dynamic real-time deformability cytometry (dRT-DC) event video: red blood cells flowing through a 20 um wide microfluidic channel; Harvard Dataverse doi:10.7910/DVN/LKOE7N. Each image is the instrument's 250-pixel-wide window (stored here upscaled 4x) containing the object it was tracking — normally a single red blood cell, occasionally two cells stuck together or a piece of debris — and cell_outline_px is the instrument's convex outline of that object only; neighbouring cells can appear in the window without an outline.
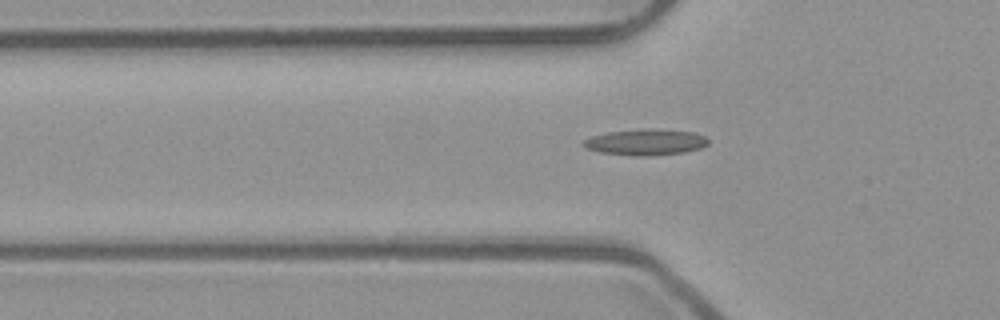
{"species": "common noctule bat (a hibernating species)", "species_latin": "Nyctalus noctula", "temperature_condition": "room temperature", "stored_images_in_passage": 47, "camera_frame_rate_fps": 3000, "um_per_image_px": 0.085, "animal": {"sex": "male", "body_mass_g": 23.1, "forearm_length_mm": 52.7}, "frame": {"image": 1, "passage_image": 18, "time_ms": 5.667, "image_size_px": [1000, 320], "cell_outline_px": [[708, 144], [700, 148], [684, 152], [648, 156], [636, 156], [600, 152], [588, 148], [580, 144], [584, 140], [592, 136], [608, 132], [648, 128], [652, 128], [692, 132], [704, 136], [708, 140]], "centroid_in_image_um": [54.88, 12.08], "position_along_channel_um": 70.9, "area_um2": 18.84}}
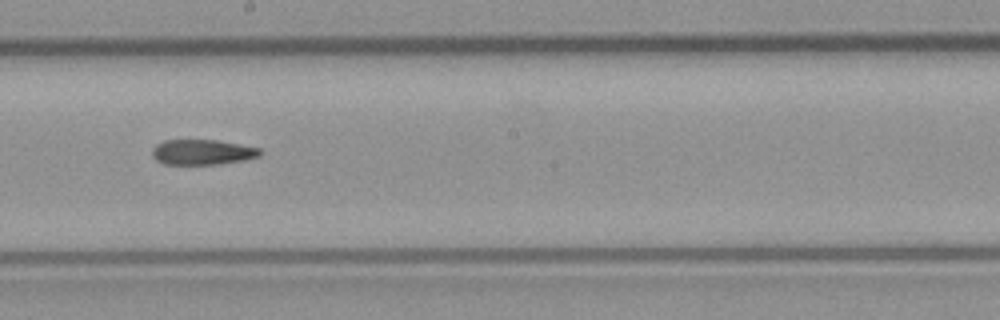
{"frame": {"image": 2, "passage_image": 30, "time_ms": 9.667, "image_size_px": [1000, 320], "cell_outline_px": [[260, 156], [244, 160], [216, 164], [164, 164], [156, 160], [152, 156], [152, 148], [156, 144], [164, 140], [216, 140], [260, 148]], "centroid_in_image_um": [17.16, 12.93], "position_along_channel_um": 231.0, "area_um2": 15.78}}
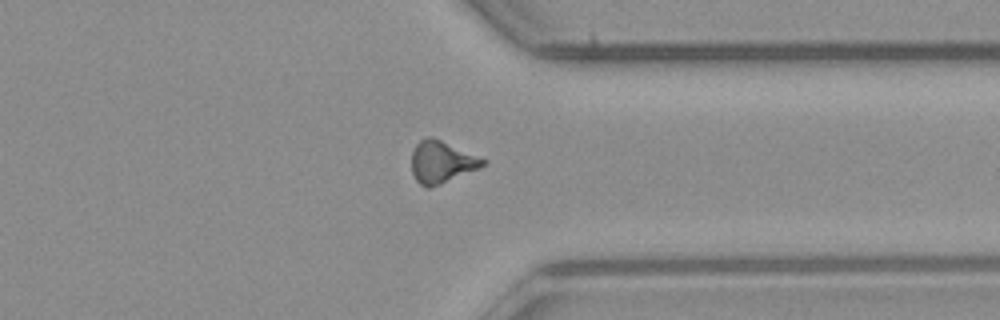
{"frame": {"image": 3, "passage_image": 41, "time_ms": 13.333, "image_size_px": [1000, 320], "cell_outline_px": [[488, 160], [480, 168], [440, 184], [428, 188], [420, 184], [416, 180], [412, 172], [412, 152], [416, 144], [420, 140], [428, 136], [432, 136]], "centroid_in_image_um": [37.53, 13.76], "position_along_channel_um": 373.9, "area_um2": 17.4}, "authors_computed_cell_mechanics": {"area_um2": 16.9354, "velocity_mm_per_s": 3.9648, "shape_relaxation_time_tau1_ms": null, "shape_relaxation_time_tau2_ms": 8.2475, "deformation_change_tau1": null, "deformation_change_tau2": 0.2043}}